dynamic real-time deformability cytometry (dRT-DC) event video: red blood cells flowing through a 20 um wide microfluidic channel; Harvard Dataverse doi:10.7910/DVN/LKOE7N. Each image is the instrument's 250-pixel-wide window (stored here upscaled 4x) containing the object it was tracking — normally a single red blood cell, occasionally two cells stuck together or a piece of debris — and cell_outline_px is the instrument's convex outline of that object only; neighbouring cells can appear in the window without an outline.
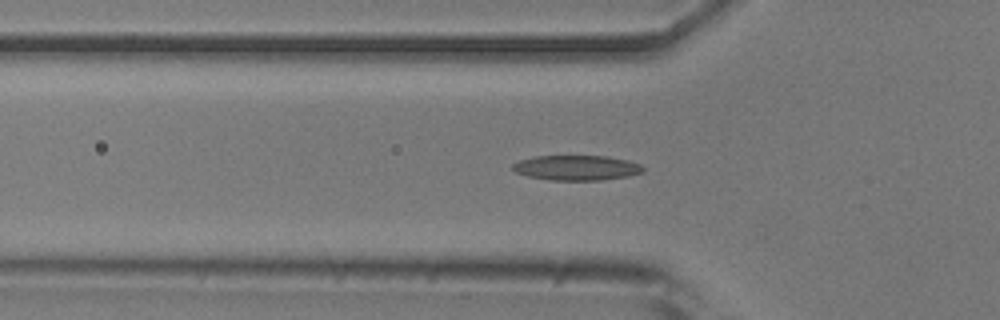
{"species": "common noctule bat (a hibernating species)", "species_latin": "Nyctalus noctula", "temperature_condition": "room temperature", "stored_images_in_passage": 48, "camera_frame_rate_fps": 3000, "um_per_image_px": 0.085, "animal": {"sex": "male", "body_mass_g": 20.5, "forearm_length_mm": 52.5}, "frame": {"image": 1, "passage_image": 17, "time_ms": 5.333, "image_size_px": [1000, 320], "cell_outline_px": [[644, 172], [628, 176], [600, 180], [548, 180], [528, 176], [516, 172], [512, 168], [512, 164], [520, 160], [536, 156], [608, 156], [628, 160], [640, 164], [644, 168]], "centroid_in_image_um": [49.03, 14.26], "position_along_channel_um": 76.8, "area_um2": 19.02}}
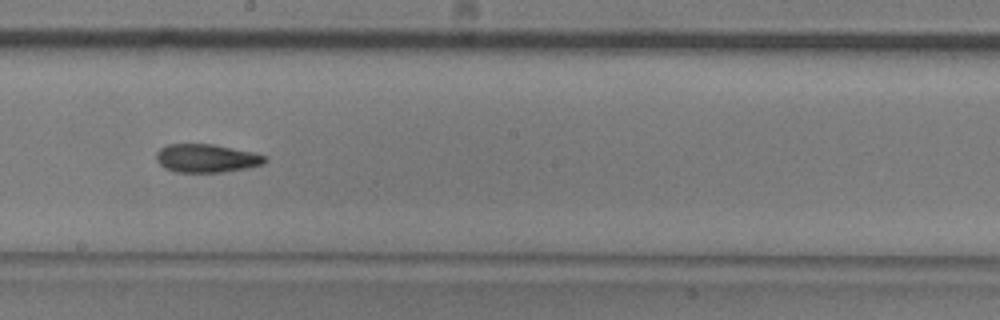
{"frame": {"image": 2, "passage_image": 29, "time_ms": 9.333, "image_size_px": [1000, 320], "cell_outline_px": [[268, 160], [264, 164], [224, 172], [176, 172], [164, 168], [156, 160], [156, 152], [160, 148], [168, 144], [212, 144], [252, 152], [268, 156]], "centroid_in_image_um": [17.55, 13.45], "position_along_channel_um": 230.7, "area_um2": 17.98}}
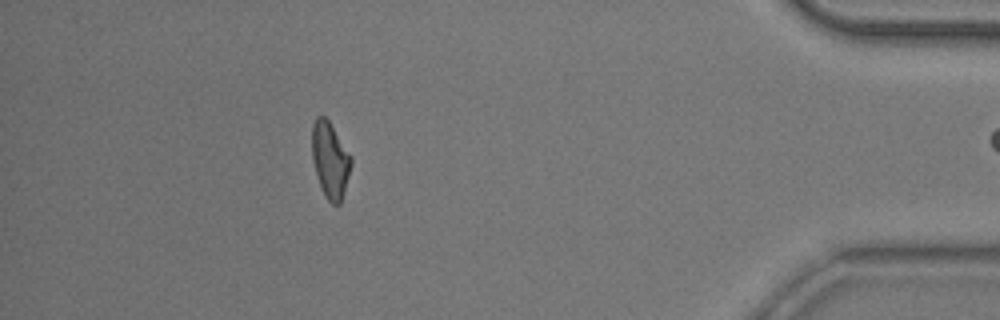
{"frame": {"image": 3, "passage_image": 47, "time_ms": 15.333, "image_size_px": [1000, 320], "cell_outline_px": [[352, 164], [344, 192], [340, 204], [332, 204], [324, 196], [312, 160], [312, 124], [316, 116], [324, 116], [328, 120], [352, 156]], "centroid_in_image_um": [28.06, 13.59], "position_along_channel_um": 407.1, "area_um2": 17.28}}